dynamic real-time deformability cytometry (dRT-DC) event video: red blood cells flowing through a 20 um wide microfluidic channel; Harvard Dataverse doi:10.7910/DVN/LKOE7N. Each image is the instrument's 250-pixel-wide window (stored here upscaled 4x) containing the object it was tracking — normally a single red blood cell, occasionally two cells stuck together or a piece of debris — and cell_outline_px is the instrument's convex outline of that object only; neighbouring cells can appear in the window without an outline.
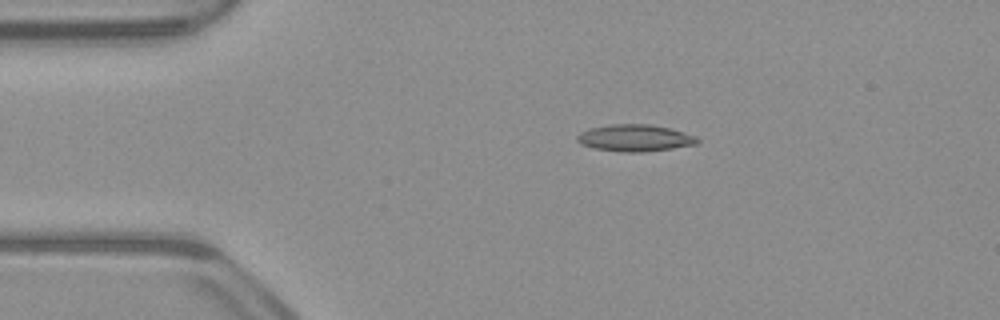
{"species": "common noctule bat (a hibernating species)", "species_latin": "Nyctalus noctula", "temperature_condition": "warm", "stored_images_in_passage": 43, "camera_frame_rate_fps": 3000, "um_per_image_px": 0.085, "animal": {"sex": "male", "body_mass_g": 23.1, "forearm_length_mm": 52.7}, "frame": {"image": 1, "passage_image": 1, "time_ms": 0.0, "image_size_px": [1000, 320], "cell_outline_px": [[700, 140], [696, 144], [672, 148], [644, 152], [624, 152], [596, 148], [580, 144], [576, 140], [576, 136], [580, 132], [588, 128], [612, 124], [652, 124], [672, 128], [696, 136]], "centroid_in_image_um": [53.97, 11.71], "position_along_channel_um": 31.0, "area_um2": 18.9}}
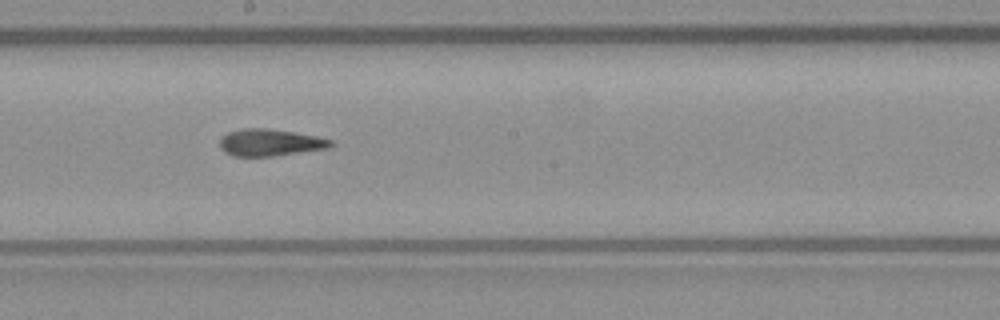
{"frame": {"image": 2, "passage_image": 19, "time_ms": 6.0, "image_size_px": [1000, 320], "cell_outline_px": [[332, 144], [328, 148], [276, 156], [232, 156], [224, 152], [220, 148], [220, 136], [228, 132], [240, 128], [268, 128], [296, 132], [316, 136], [332, 140]], "centroid_in_image_um": [22.91, 12.11], "position_along_channel_um": 225.3, "area_um2": 17.63}}
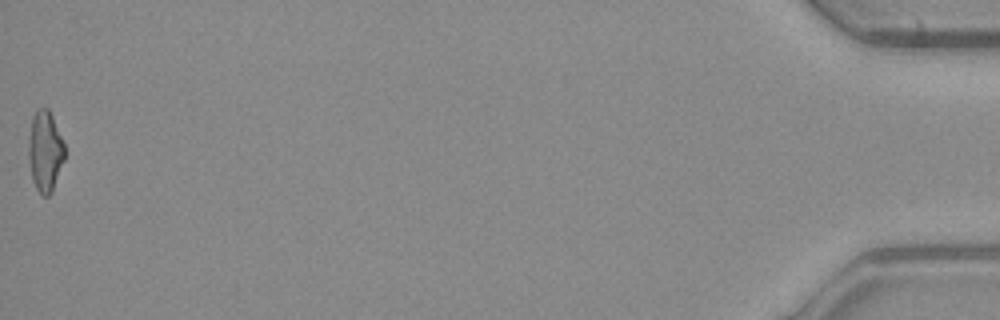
{"frame": {"image": 3, "passage_image": 43, "time_ms": 14.0, "image_size_px": [1000, 320], "cell_outline_px": [[64, 160], [52, 192], [48, 196], [44, 196], [36, 188], [32, 180], [28, 160], [28, 136], [32, 116], [36, 108], [48, 108], [52, 116], [64, 144]], "centroid_in_image_um": [3.8, 12.84], "position_along_channel_um": 431.4, "area_um2": 17.11}, "authors_computed_cell_mechanics": {"area_um2": 17.629, "velocity_mm_per_s": 3.9696, "shape_relaxation_time_tau1_ms": null, "shape_relaxation_time_tau2_ms": 3.5483, "deformation_change_tau1": null, "deformation_change_tau2": 0.1338}}